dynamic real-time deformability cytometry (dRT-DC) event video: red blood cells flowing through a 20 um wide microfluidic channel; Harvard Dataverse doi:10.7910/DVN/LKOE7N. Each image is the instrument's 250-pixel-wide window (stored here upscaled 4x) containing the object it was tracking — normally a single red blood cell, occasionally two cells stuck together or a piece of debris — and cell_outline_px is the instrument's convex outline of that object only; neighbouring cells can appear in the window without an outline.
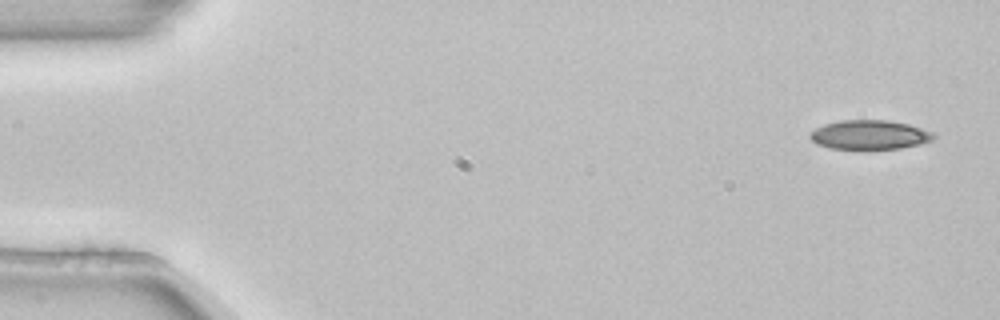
{"species": "common noctule bat (a hibernating species)", "species_latin": "Nyctalus noctula", "temperature_condition": "room temperature", "stored_images_in_passage": 4, "segment_of_instrument_passage": [1, 2], "camera_frame_rate_fps": 3000, "um_per_image_px": 0.085, "animal": {"sex": "female", "body_mass_g": 22.7, "forearm_length_mm": 54.2}, "frame": {"image": 1, "passage_image": 1, "time_ms": 0.0, "image_size_px": [1000, 320], "cell_outline_px": [[936, 136], [932, 140], [920, 144], [900, 148], [864, 152], [832, 148], [816, 144], [808, 136], [808, 132], [824, 124], [840, 120], [888, 120], [908, 124], [932, 132]], "centroid_in_image_um": [73.87, 11.5], "position_along_channel_um": 11.1, "area_um2": 21.85}}